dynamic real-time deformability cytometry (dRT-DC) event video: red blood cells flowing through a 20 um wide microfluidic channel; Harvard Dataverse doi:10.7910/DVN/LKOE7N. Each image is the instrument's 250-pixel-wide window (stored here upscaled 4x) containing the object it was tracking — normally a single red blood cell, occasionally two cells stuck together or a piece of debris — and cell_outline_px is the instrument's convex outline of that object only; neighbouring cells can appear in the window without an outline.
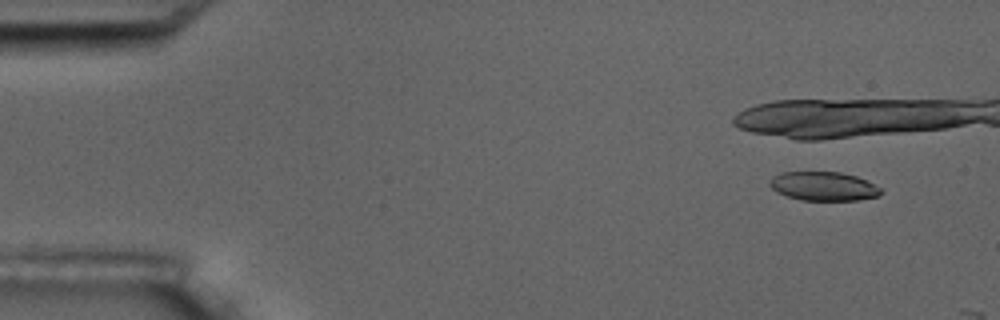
{"species": "common noctule bat (a hibernating species)", "species_latin": "Nyctalus noctula", "temperature_condition": "room temperature", "stored_images_in_passage": 2, "camera_frame_rate_fps": 3000, "um_per_image_px": 0.085, "animal": {"sex": "male", "body_mass_g": 17.5, "forearm_length_mm": 52.3}, "frame": {"image": 1, "passage_image": 1, "time_ms": 0.0, "image_size_px": [1000, 320], "cell_outline_px": [[880, 192], [876, 196], [860, 200], [800, 200], [776, 192], [768, 184], [772, 176], [780, 172], [840, 172], [856, 176], [880, 188]], "centroid_in_image_um": [69.93, 15.82], "position_along_channel_um": 15.1, "area_um2": 18.55}}